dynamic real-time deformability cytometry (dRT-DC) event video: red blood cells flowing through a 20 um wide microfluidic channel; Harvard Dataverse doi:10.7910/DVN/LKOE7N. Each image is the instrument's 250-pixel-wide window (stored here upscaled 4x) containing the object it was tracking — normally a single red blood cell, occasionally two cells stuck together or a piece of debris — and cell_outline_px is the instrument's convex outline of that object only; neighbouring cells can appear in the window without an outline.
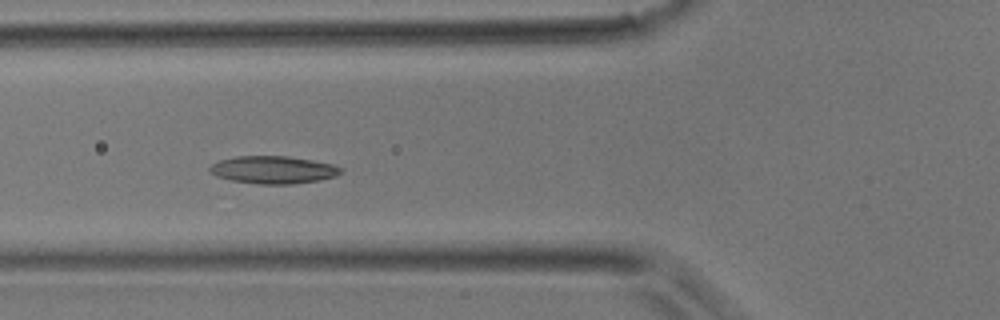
{"species": "common noctule bat (a hibernating species)", "species_latin": "Nyctalus noctula", "temperature_condition": "room temperature", "stored_images_in_passage": 5, "camera_frame_rate_fps": 3000, "um_per_image_px": 0.085, "animal": {"sex": "male", "body_mass_g": 17.9}, "frame": {"image": 1, "passage_image": 4, "time_ms": 1.0, "image_size_px": [1000, 320], "cell_outline_px": [[344, 172], [336, 176], [320, 180], [292, 184], [256, 184], [232, 180], [216, 176], [208, 168], [212, 164], [220, 160], [236, 156], [288, 156], [312, 160], [332, 164], [340, 168]], "centroid_in_image_um": [23.24, 14.43], "position_along_channel_um": 102.6, "area_um2": 21.04}}
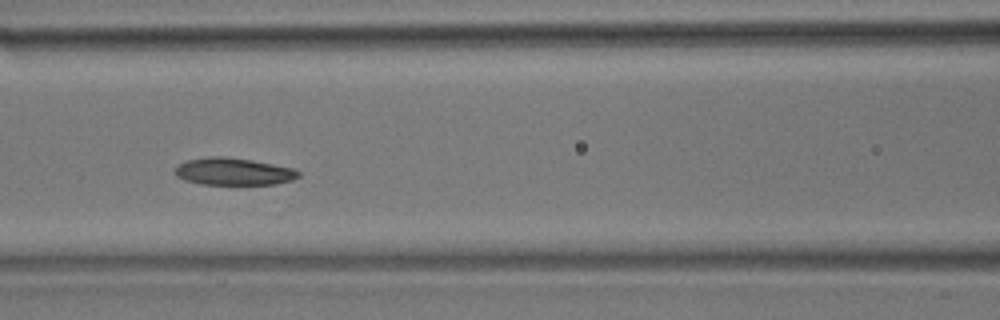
{"frame": {"image": 2, "passage_image": 5, "time_ms": 1.333, "image_size_px": [1000, 320], "cell_outline_px": [[300, 176], [292, 180], [276, 184], [200, 184], [184, 180], [176, 176], [176, 168], [180, 164], [188, 160], [208, 156], [224, 156], [252, 160], [292, 168], [300, 172]], "centroid_in_image_um": [19.85, 14.58], "position_along_channel_um": 146.7, "area_um2": 19.48}}